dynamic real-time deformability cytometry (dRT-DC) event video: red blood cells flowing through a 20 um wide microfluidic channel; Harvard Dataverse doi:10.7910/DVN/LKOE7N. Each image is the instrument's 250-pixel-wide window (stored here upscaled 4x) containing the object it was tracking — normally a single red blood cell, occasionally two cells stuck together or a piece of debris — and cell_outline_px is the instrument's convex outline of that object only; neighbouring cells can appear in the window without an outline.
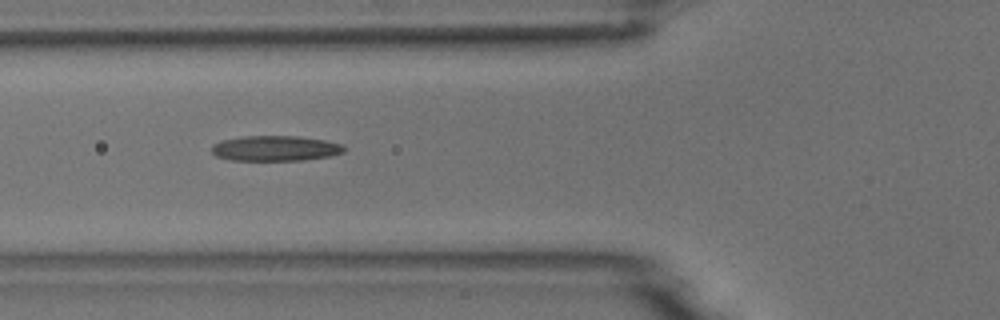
{"species": "common noctule bat (a hibernating species)", "species_latin": "Nyctalus noctula", "temperature_condition": "room temperature", "stored_images_in_passage": 10, "camera_frame_rate_fps": 3000, "um_per_image_px": 0.085, "animal": {"sex": "male", "body_mass_g": 18.8}, "frame": {"image": 1, "passage_image": 6, "time_ms": 6.0, "image_size_px": [1000, 320], "cell_outline_px": [[344, 152], [332, 156], [304, 160], [232, 160], [216, 156], [212, 152], [212, 144], [220, 140], [240, 136], [300, 136], [324, 140], [344, 144]], "centroid_in_image_um": [23.41, 12.6], "position_along_channel_um": 102.4, "area_um2": 19.71}}
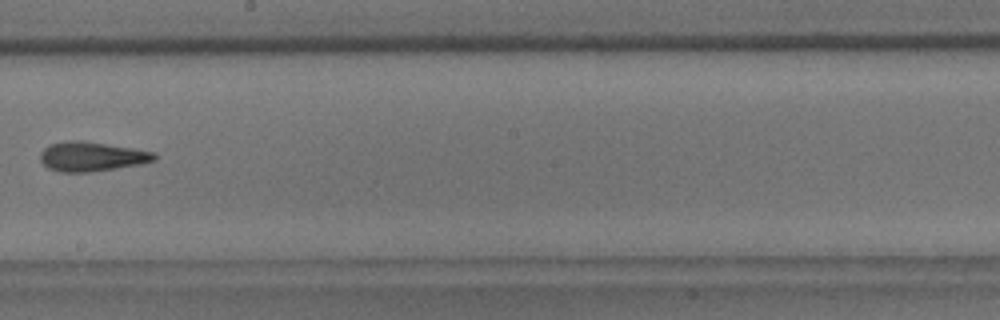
{"frame": {"image": 2, "passage_image": 9, "time_ms": 9.667, "image_size_px": [1000, 320], "cell_outline_px": [[156, 160], [140, 164], [116, 168], [88, 172], [60, 172], [48, 168], [40, 160], [40, 152], [48, 144], [68, 140], [80, 140], [132, 148], [156, 152]], "centroid_in_image_um": [7.77, 13.3], "position_along_channel_um": 240.4, "area_um2": 19.59}}